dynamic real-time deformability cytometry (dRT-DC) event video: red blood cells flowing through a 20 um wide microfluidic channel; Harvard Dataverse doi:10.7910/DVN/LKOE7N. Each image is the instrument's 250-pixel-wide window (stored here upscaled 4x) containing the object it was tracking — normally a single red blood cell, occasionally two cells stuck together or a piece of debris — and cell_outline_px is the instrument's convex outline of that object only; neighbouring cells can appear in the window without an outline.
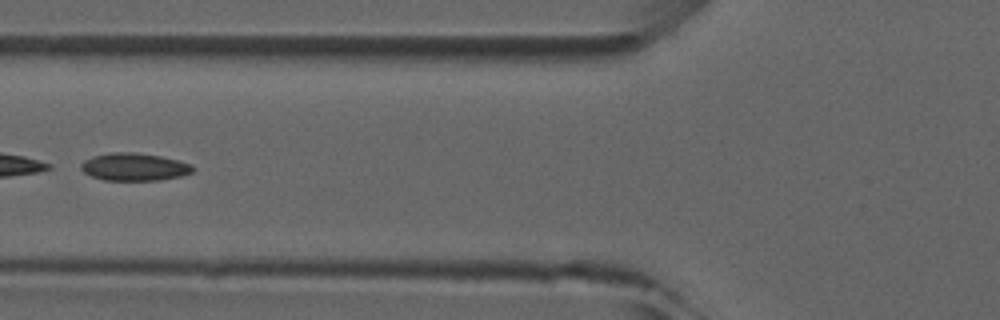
{"species": "common noctule bat (a hibernating species)", "species_latin": "Nyctalus noctula", "temperature_condition": "room temperature", "stored_images_in_passage": 5, "camera_frame_rate_fps": 3000, "um_per_image_px": 0.085, "animal": {"sex": "male", "forearm_length_mm": 52.5}, "frame": {"image": 1, "passage_image": 5, "time_ms": 5.333, "image_size_px": [1000, 320], "cell_outline_px": [[196, 168], [192, 172], [180, 176], [160, 180], [104, 180], [92, 176], [84, 172], [80, 168], [80, 164], [84, 160], [92, 156], [112, 152], [136, 152], [160, 156], [180, 160], [192, 164]], "centroid_in_image_um": [11.43, 14.18], "position_along_channel_um": 114.4, "area_um2": 18.15}}